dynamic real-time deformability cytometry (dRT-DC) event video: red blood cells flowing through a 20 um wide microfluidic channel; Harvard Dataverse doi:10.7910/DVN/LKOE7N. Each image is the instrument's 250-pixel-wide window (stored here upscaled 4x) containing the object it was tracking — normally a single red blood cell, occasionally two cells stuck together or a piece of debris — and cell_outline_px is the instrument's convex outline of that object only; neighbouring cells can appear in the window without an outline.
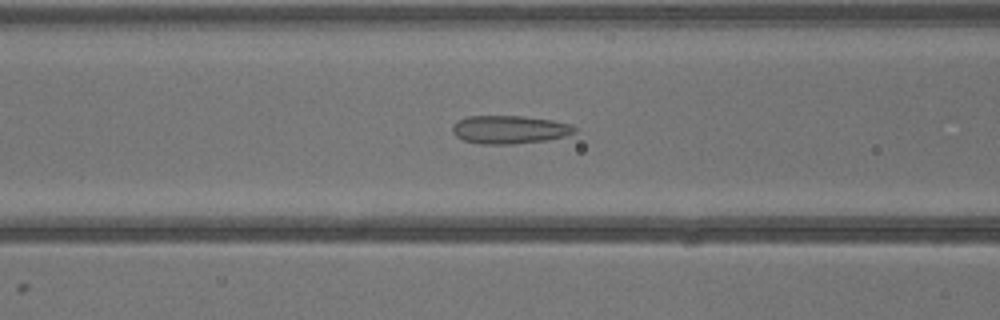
{"species": "common noctule bat (a hibernating species)", "species_latin": "Nyctalus noctula", "temperature_condition": "warm", "stored_images_in_passage": 39, "camera_frame_rate_fps": 3000, "um_per_image_px": 0.085, "animal": {"sex": "male", "body_mass_g": 13.3}, "frame": {"image": 1, "passage_image": 14, "time_ms": 4.333, "image_size_px": [1000, 320], "cell_outline_px": [[576, 132], [564, 136], [548, 140], [512, 144], [480, 144], [464, 140], [456, 136], [452, 132], [452, 128], [460, 120], [468, 116], [524, 116], [552, 120], [568, 124], [576, 128]], "centroid_in_image_um": [43.31, 11.02], "position_along_channel_um": 123.3, "area_um2": 19.88}}
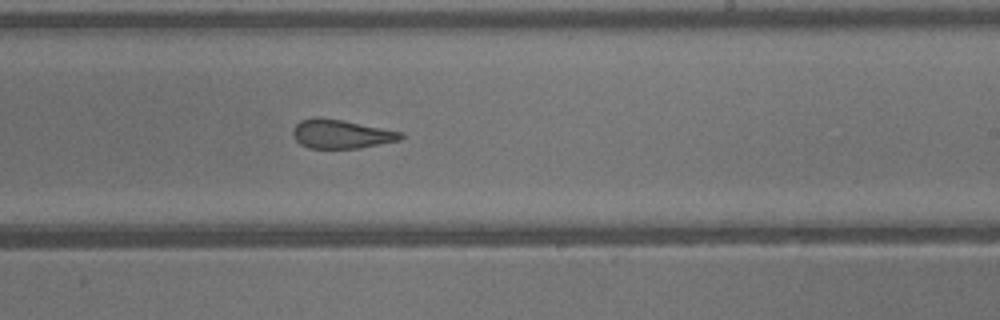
{"frame": {"image": 2, "passage_image": 22, "time_ms": 7.0, "image_size_px": [1000, 320], "cell_outline_px": [[404, 136], [400, 140], [360, 148], [308, 148], [300, 144], [296, 140], [292, 132], [292, 128], [300, 120], [316, 116], [320, 116], [344, 120], [404, 132]], "centroid_in_image_um": [28.99, 11.37], "position_along_channel_um": 260.0, "area_um2": 18.44}}
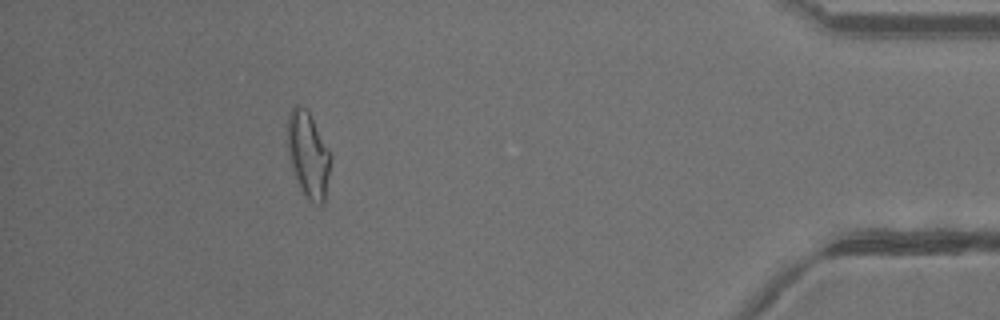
{"frame": {"image": 3, "passage_image": 34, "time_ms": 11.0, "image_size_px": [1000, 320], "cell_outline_px": [[332, 156], [324, 204], [316, 204], [308, 200], [304, 196], [300, 188], [292, 168], [288, 156], [288, 116], [292, 108], [296, 104], [304, 108], [308, 112], [328, 148]], "centroid_in_image_um": [26.21, 13.2], "position_along_channel_um": 409.0, "area_um2": 21.33}}